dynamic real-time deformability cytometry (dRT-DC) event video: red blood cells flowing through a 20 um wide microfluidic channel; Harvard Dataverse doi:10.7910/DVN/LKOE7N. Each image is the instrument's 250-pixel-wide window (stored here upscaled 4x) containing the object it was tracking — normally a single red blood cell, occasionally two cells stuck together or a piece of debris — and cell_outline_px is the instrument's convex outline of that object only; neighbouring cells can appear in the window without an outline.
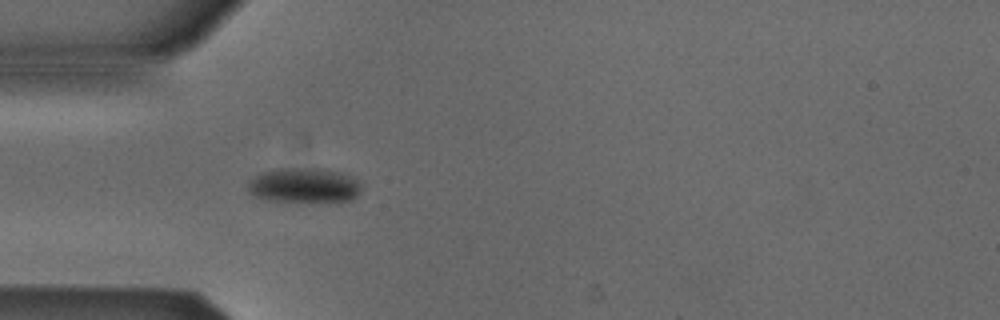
{"species": "Egyptian fruit bat (a non-hibernating species)", "species_latin": "Rousettus aegyptiacus", "temperature_condition": "cold", "stored_images_in_passage": 38, "camera_frame_rate_fps": 3000, "um_per_image_px": 0.085, "animal": {"sex": "male"}, "frame": {"image": 1, "passage_image": 1, "time_ms": 0.0, "image_size_px": [1000, 320], "cell_outline_px": [[360, 192], [352, 200], [336, 204], [268, 200], [256, 196], [248, 192], [248, 184], [256, 176], [264, 172], [276, 168], [324, 168], [344, 172], [352, 176], [360, 184]], "centroid_in_image_um": [25.94, 15.78], "position_along_channel_um": 59.1, "area_um2": 23.81}}
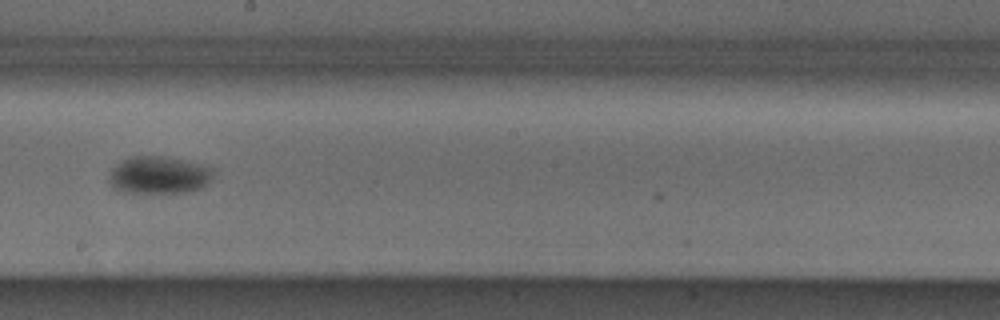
{"frame": {"image": 2, "passage_image": 15, "time_ms": 4.667, "image_size_px": [1000, 320], "cell_outline_px": [[212, 180], [204, 188], [188, 192], [140, 196], [120, 192], [108, 184], [108, 176], [112, 168], [116, 164], [132, 156], [160, 156], [180, 160], [208, 168], [212, 172]], "centroid_in_image_um": [13.41, 14.97], "position_along_channel_um": 234.8, "area_um2": 23.47}}
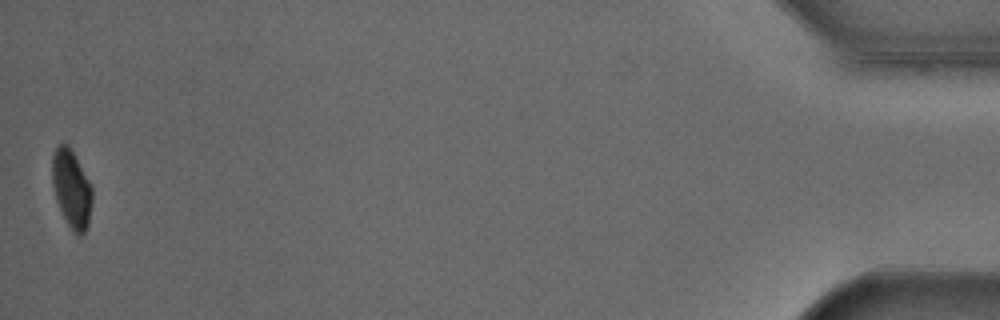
{"frame": {"image": 3, "passage_image": 38, "time_ms": 12.333, "image_size_px": [1000, 320], "cell_outline_px": [[92, 200], [88, 224], [84, 232], [80, 236], [68, 224], [56, 200], [52, 184], [52, 152], [60, 144], [68, 144], [88, 180], [92, 188]], "centroid_in_image_um": [6.06, 16.02], "position_along_channel_um": 429.1, "area_um2": 17.74}, "authors_computed_cell_mechanics": {"area_um2": 22.3108, "velocity_mm_per_s": 3.8363, "shape_relaxation_time_tau1_ms": 2.1223, "shape_relaxation_time_tau2_ms": null, "deformation_change_tau1": 0.0716, "deformation_change_tau2": null}}